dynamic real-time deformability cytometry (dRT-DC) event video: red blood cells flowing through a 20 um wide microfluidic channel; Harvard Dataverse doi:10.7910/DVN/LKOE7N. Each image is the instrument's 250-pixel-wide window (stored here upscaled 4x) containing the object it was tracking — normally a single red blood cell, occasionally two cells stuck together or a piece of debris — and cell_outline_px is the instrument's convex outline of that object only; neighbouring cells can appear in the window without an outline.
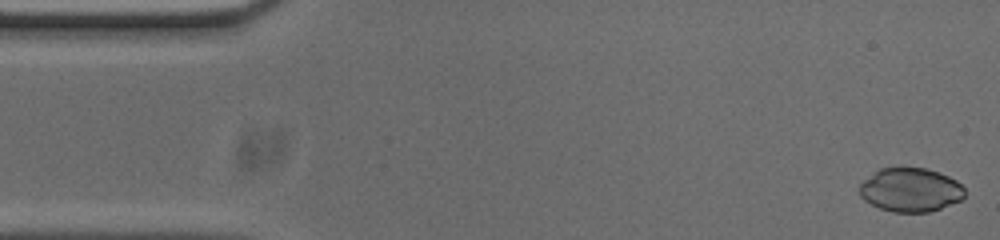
{"species": "common noctule bat (a hibernating species)", "species_latin": "Nyctalus noctula", "temperature_condition": "cold", "stored_images_in_passage": 52, "camera_frame_rate_fps": 3000, "um_per_image_px": 0.085, "animal": {"sex": "male", "body_mass_g": 20.0, "forearm_length_mm": 53.3}, "frame": {"image": 1, "passage_image": 1, "time_ms": 0.0, "image_size_px": [1000, 240], "cell_outline_px": [[964, 196], [960, 200], [940, 208], [928, 212], [892, 212], [880, 208], [864, 200], [860, 196], [860, 184], [864, 180], [880, 168], [900, 164], [924, 168], [948, 176], [956, 180], [964, 188]], "centroid_in_image_um": [77.36, 16.1], "position_along_channel_um": 7.6, "area_um2": 27.17}}
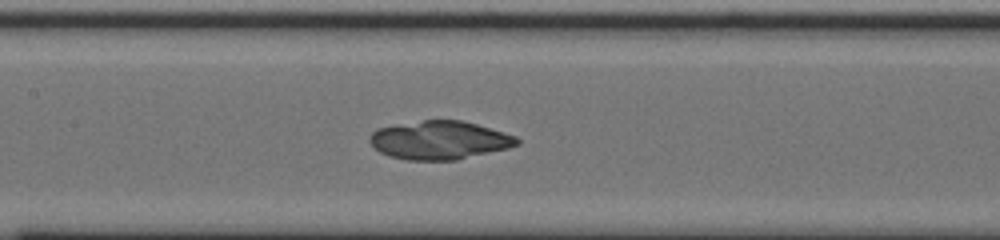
{"frame": {"image": 2, "passage_image": 23, "time_ms": 7.333, "image_size_px": [1000, 240], "cell_outline_px": [[520, 144], [508, 148], [456, 160], [408, 160], [388, 156], [380, 152], [368, 140], [368, 136], [376, 128], [424, 120], [460, 120], [476, 124], [516, 136], [520, 140]], "centroid_in_image_um": [37.34, 11.92], "position_along_channel_um": 170.1, "area_um2": 32.89}}
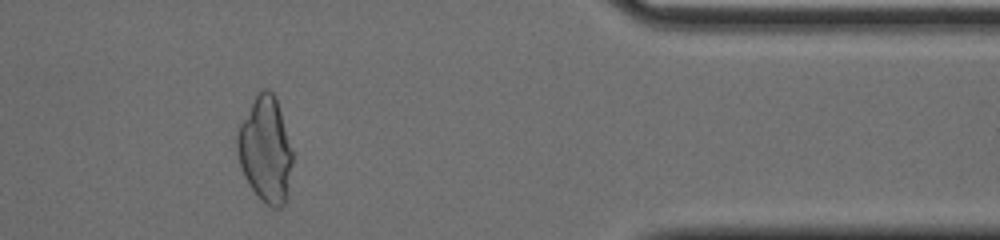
{"frame": {"image": 3, "passage_image": 43, "time_ms": 14.0, "image_size_px": [1000, 240], "cell_outline_px": [[292, 164], [284, 204], [280, 208], [272, 208], [248, 184], [244, 176], [236, 152], [236, 136], [240, 124], [256, 92], [260, 88], [268, 88], [272, 92], [276, 100], [280, 112], [292, 152]], "centroid_in_image_um": [22.53, 12.67], "position_along_channel_um": 388.9, "area_um2": 33.47}}